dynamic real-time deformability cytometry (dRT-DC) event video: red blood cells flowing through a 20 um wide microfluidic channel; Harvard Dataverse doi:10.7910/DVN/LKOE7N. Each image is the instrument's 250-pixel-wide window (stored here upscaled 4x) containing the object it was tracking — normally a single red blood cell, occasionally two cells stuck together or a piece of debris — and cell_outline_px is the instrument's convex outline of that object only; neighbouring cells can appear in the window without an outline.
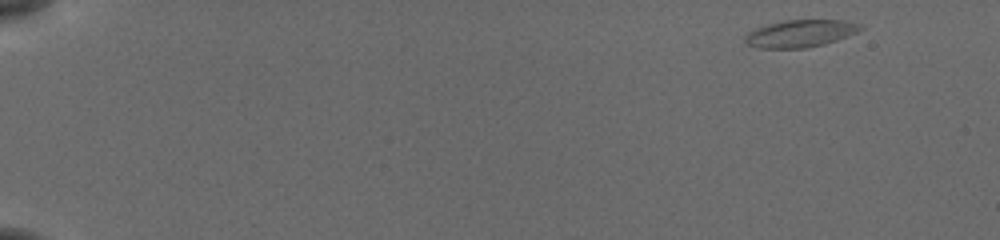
{"species": "common noctule bat (a hibernating species)", "species_latin": "Nyctalus noctula", "temperature_condition": "cold", "stored_images_in_passage": 52, "camera_frame_rate_fps": 3000, "um_per_image_px": 0.085, "animal": {"sex": "female", "body_mass_g": 19.5, "forearm_length_mm": 54.1}, "frame": {"image": 1, "passage_image": 1, "time_ms": 0.0, "image_size_px": [1000, 240], "cell_outline_px": [[864, 28], [856, 32], [836, 40], [804, 48], [760, 48], [748, 44], [744, 40], [748, 32], [768, 24], [788, 20], [836, 20], [856, 24]], "centroid_in_image_um": [67.97, 2.85], "position_along_channel_um": 17.0, "area_um2": 17.69}}
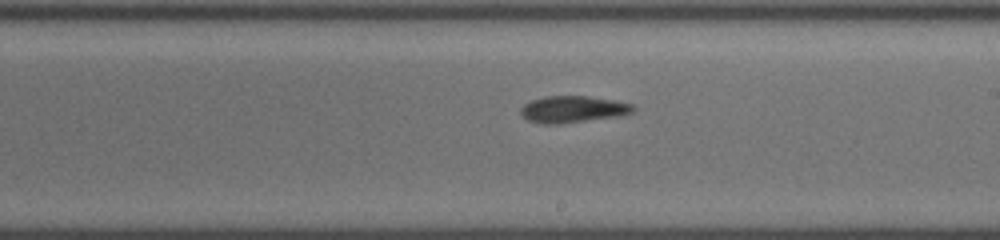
{"frame": {"image": 2, "passage_image": 31, "time_ms": 10.0, "image_size_px": [1000, 240], "cell_outline_px": [[636, 108], [632, 112], [620, 116], [556, 124], [540, 124], [528, 120], [520, 112], [520, 108], [524, 104], [532, 100], [548, 96], [588, 96], [612, 100], [632, 104]], "centroid_in_image_um": [48.68, 9.29], "position_along_channel_um": 240.3, "area_um2": 17.34}}
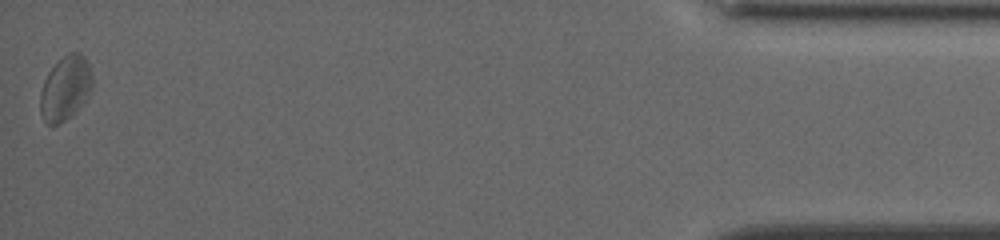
{"frame": {"image": 3, "passage_image": 52, "time_ms": 17.0, "image_size_px": [1000, 240], "cell_outline_px": [[92, 88], [88, 100], [84, 104], [64, 120], [56, 124], [44, 124], [40, 112], [40, 92], [44, 80], [48, 72], [68, 52], [80, 52], [84, 56], [92, 72]], "centroid_in_image_um": [5.57, 7.5], "position_along_channel_um": 429.6, "area_um2": 19.65}, "authors_computed_cell_mechanics": {"area_um2": 17.3689, "velocity_mm_per_s": 3.791, "shape_relaxation_time_tau1_ms": 2.9836, "shape_relaxation_time_tau2_ms": 1.47, "deformation_change_tau1": 0.0871, "deformation_change_tau2": 0.0734}}